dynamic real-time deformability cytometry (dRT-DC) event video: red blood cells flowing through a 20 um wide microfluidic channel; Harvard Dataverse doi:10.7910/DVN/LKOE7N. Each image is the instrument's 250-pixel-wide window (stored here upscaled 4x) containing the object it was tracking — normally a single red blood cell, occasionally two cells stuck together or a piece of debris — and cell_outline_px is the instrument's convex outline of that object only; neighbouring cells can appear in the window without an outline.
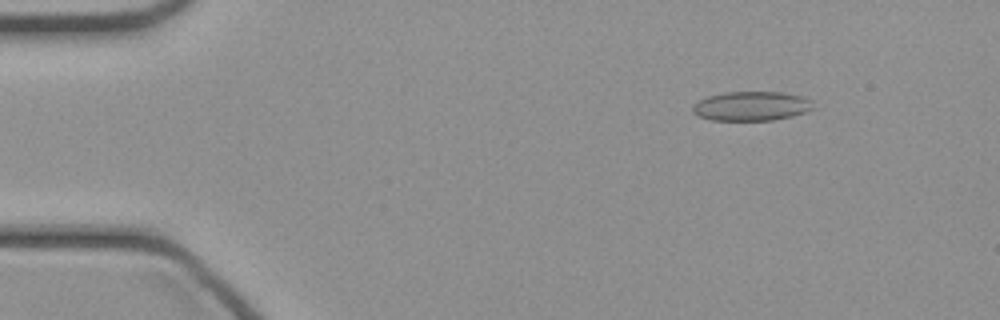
{"species": "common noctule bat (a hibernating species)", "species_latin": "Nyctalus noctula", "temperature_condition": "cold", "stored_images_in_passage": 47, "camera_frame_rate_fps": 3000, "um_per_image_px": 0.085, "animal": {"sex": "female", "body_mass_g": 21.9}, "frame": {"image": 1, "passage_image": 6, "time_ms": 1.667, "image_size_px": [1000, 320], "cell_outline_px": [[816, 108], [792, 116], [772, 120], [712, 120], [700, 116], [692, 112], [692, 104], [708, 96], [724, 92], [780, 92], [804, 96], [812, 100]], "centroid_in_image_um": [63.9, 9.01], "position_along_channel_um": 21.1, "area_um2": 20.69}}
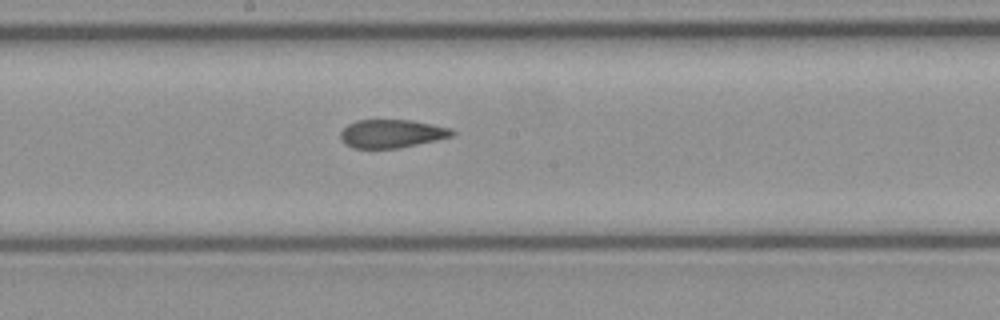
{"frame": {"image": 2, "passage_image": 25, "time_ms": 8.0, "image_size_px": [1000, 320], "cell_outline_px": [[456, 132], [452, 136], [436, 140], [400, 148], [352, 148], [344, 144], [340, 136], [340, 132], [348, 124], [356, 120], [412, 120], [452, 128]], "centroid_in_image_um": [33.29, 11.36], "position_along_channel_um": 214.9, "area_um2": 18.5}}
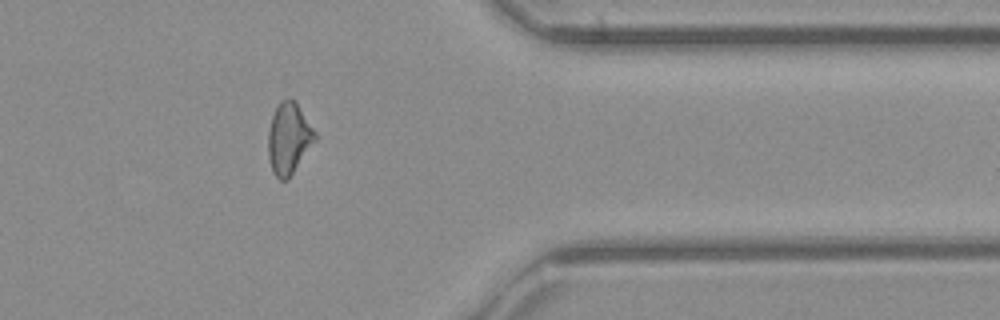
{"frame": {"image": 3, "passage_image": 38, "time_ms": 12.333, "image_size_px": [1000, 320], "cell_outline_px": [[316, 140], [288, 180], [280, 180], [272, 172], [268, 156], [268, 132], [272, 116], [280, 100], [288, 96], [296, 100], [316, 132]], "centroid_in_image_um": [24.55, 11.74], "position_along_channel_um": 386.8, "area_um2": 19.77}}